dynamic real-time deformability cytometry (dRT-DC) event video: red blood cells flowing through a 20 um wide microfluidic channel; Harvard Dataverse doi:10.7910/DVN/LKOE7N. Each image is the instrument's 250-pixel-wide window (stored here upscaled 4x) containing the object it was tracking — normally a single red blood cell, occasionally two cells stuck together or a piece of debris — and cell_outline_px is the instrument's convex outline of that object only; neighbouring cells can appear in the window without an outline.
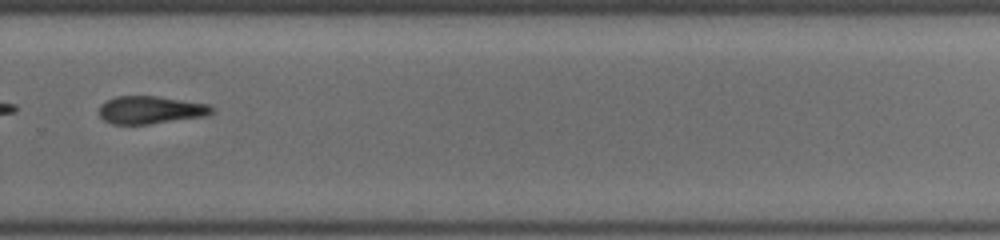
{"species": "common noctule bat (a hibernating species)", "species_latin": "Nyctalus noctula", "temperature_condition": "cold", "stored_images_in_passage": 18, "camera_frame_rate_fps": 3000, "um_per_image_px": 0.085, "animal": {"sex": "female", "body_mass_g": 19.5, "forearm_length_mm": 54.1}, "frame": {"image": 1, "passage_image": 16, "time_ms": 6.0, "image_size_px": [1000, 240], "cell_outline_px": [[216, 108], [208, 116], [148, 124], [112, 124], [104, 120], [100, 116], [100, 104], [116, 96], [156, 96], [208, 104]], "centroid_in_image_um": [12.82, 9.35], "position_along_channel_um": 317.0, "area_um2": 18.21}}